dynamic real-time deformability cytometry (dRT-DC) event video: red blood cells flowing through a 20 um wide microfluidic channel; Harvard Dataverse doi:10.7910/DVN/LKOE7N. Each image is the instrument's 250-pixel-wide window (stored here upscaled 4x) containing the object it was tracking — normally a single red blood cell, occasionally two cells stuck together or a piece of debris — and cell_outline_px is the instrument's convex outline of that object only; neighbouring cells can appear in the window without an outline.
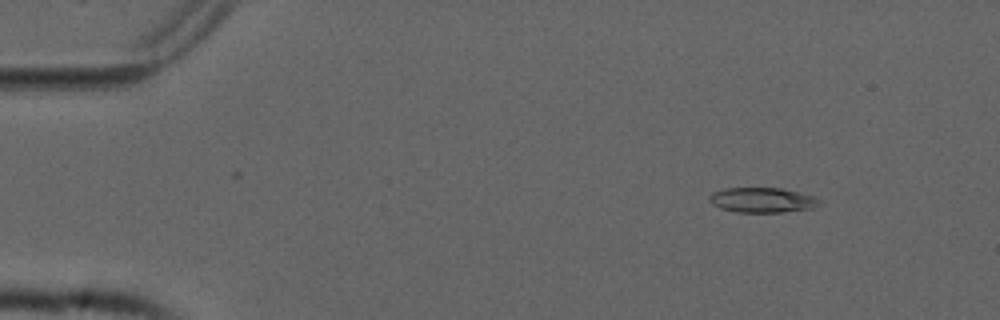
{"species": "common noctule bat (a hibernating species)", "species_latin": "Nyctalus noctula", "temperature_condition": "cold", "stored_images_in_passage": 48, "camera_frame_rate_fps": 3000, "um_per_image_px": 0.085, "animal": {"sex": "male", "forearm_length_mm": 52.5}, "frame": {"image": 1, "passage_image": 1, "time_ms": 0.0, "image_size_px": [1000, 320], "cell_outline_px": [[820, 204], [812, 208], [780, 212], [736, 212], [720, 208], [712, 204], [708, 200], [712, 192], [724, 188], [780, 188], [812, 196], [820, 200]], "centroid_in_image_um": [64.74, 17.0], "position_along_channel_um": 20.3, "area_um2": 15.84}}
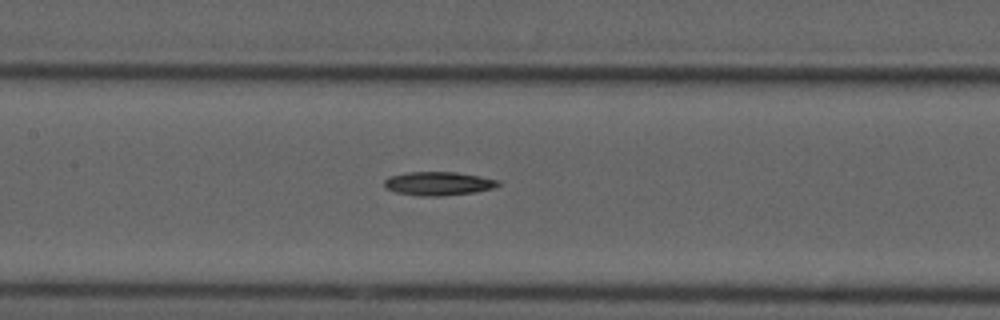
{"frame": {"image": 2, "passage_image": 20, "time_ms": 6.333, "image_size_px": [1000, 320], "cell_outline_px": [[500, 184], [492, 188], [476, 192], [440, 196], [420, 196], [396, 192], [384, 188], [384, 180], [388, 176], [404, 172], [456, 172], [480, 176], [500, 180]], "centroid_in_image_um": [37.23, 15.59], "position_along_channel_um": 170.2, "area_um2": 15.84}}
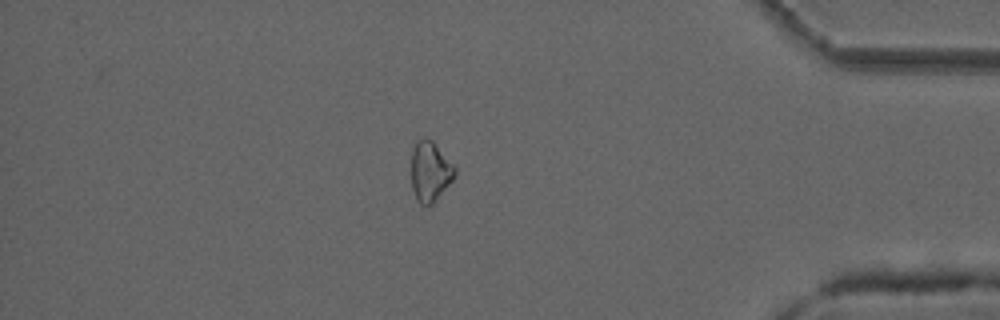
{"frame": {"image": 3, "passage_image": 41, "time_ms": 13.333, "image_size_px": [1000, 320], "cell_outline_px": [[456, 172], [452, 180], [432, 204], [428, 208], [420, 204], [416, 200], [412, 188], [412, 148], [416, 140], [428, 136], [432, 140], [456, 168]], "centroid_in_image_um": [36.54, 14.57], "position_along_channel_um": 398.7, "area_um2": 15.32}}